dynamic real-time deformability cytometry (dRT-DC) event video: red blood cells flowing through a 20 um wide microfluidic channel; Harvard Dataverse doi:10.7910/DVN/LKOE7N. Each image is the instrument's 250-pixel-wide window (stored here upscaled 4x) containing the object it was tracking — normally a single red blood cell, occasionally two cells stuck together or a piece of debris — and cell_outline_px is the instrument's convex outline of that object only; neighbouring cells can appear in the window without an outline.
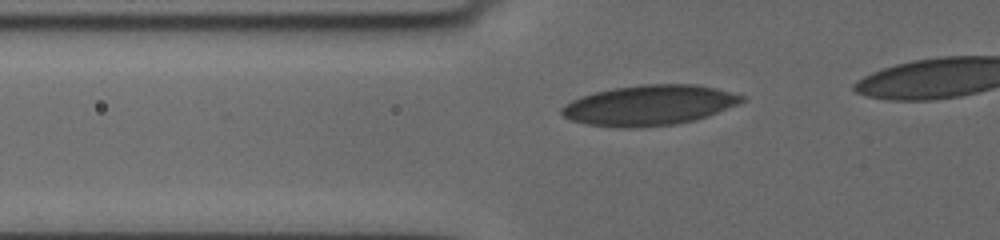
{"species": "human", "species_latin": "Homo sapiens", "temperature_condition": "cold", "stored_images_in_passage": 38, "camera_frame_rate_fps": 3000, "um_per_image_px": 0.085, "donor": {"sex": "female"}, "frame": {"image": 1, "passage_image": 7, "time_ms": 2.0, "image_size_px": [1000, 240], "cell_outline_px": [[744, 100], [740, 104], [692, 120], [676, 124], [588, 124], [572, 120], [564, 116], [560, 112], [560, 108], [572, 100], [580, 96], [612, 88], [640, 84], [696, 84], [716, 88], [744, 96]], "centroid_in_image_um": [55.22, 8.87], "position_along_channel_um": 70.6, "area_um2": 40.58}}
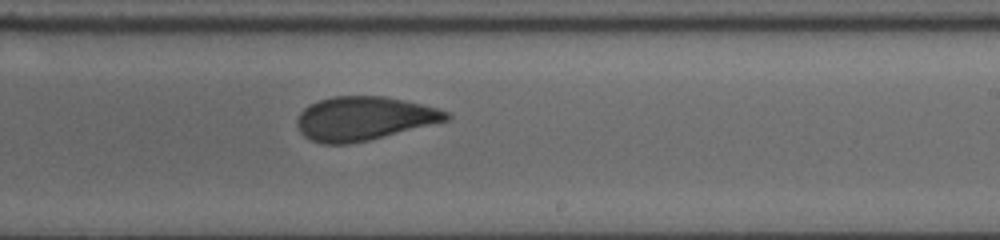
{"frame": {"image": 2, "passage_image": 23, "time_ms": 7.333, "image_size_px": [1000, 240], "cell_outline_px": [[452, 116], [448, 120], [368, 140], [348, 144], [324, 144], [312, 140], [304, 136], [300, 132], [296, 124], [296, 120], [300, 112], [304, 108], [320, 100], [332, 96], [384, 96], [404, 100], [436, 108], [448, 112]], "centroid_in_image_um": [30.9, 10.07], "position_along_channel_um": 258.1, "area_um2": 37.74}}
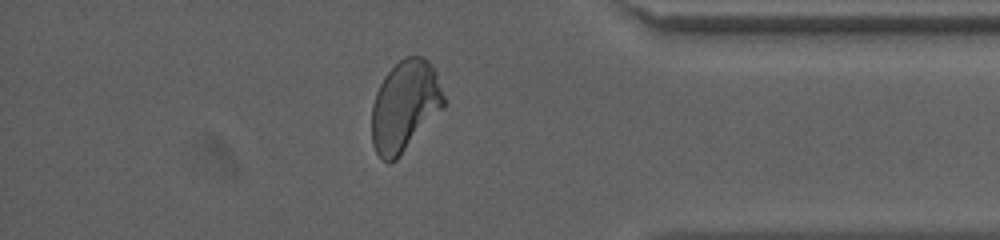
{"frame": {"image": 3, "passage_image": 36, "time_ms": 11.667, "image_size_px": [1000, 240], "cell_outline_px": [[444, 108], [396, 160], [388, 164], [380, 160], [372, 144], [372, 104], [376, 92], [384, 76], [404, 56], [424, 56], [432, 64], [436, 72], [444, 96]], "centroid_in_image_um": [34.41, 9.02], "position_along_channel_um": 400.8, "area_um2": 38.38}}